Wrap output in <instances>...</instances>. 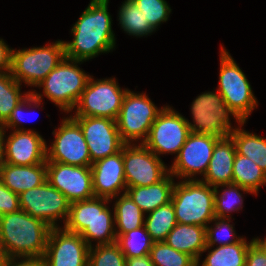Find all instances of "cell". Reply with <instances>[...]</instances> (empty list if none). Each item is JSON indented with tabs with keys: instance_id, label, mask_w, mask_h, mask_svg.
<instances>
[{
	"instance_id": "1",
	"label": "cell",
	"mask_w": 266,
	"mask_h": 266,
	"mask_svg": "<svg viewBox=\"0 0 266 266\" xmlns=\"http://www.w3.org/2000/svg\"><path fill=\"white\" fill-rule=\"evenodd\" d=\"M109 1H90L70 29L73 40L64 41L65 57L86 62L115 50L117 38L108 12Z\"/></svg>"
},
{
	"instance_id": "2",
	"label": "cell",
	"mask_w": 266,
	"mask_h": 266,
	"mask_svg": "<svg viewBox=\"0 0 266 266\" xmlns=\"http://www.w3.org/2000/svg\"><path fill=\"white\" fill-rule=\"evenodd\" d=\"M51 227L22 209L0 216V249L11 258H43Z\"/></svg>"
},
{
	"instance_id": "3",
	"label": "cell",
	"mask_w": 266,
	"mask_h": 266,
	"mask_svg": "<svg viewBox=\"0 0 266 266\" xmlns=\"http://www.w3.org/2000/svg\"><path fill=\"white\" fill-rule=\"evenodd\" d=\"M84 61H78L64 57L36 88L42 89V94L35 89L31 93L42 100L44 96L57 106L60 111L69 115L79 101L84 91L90 74L81 69L79 65Z\"/></svg>"
},
{
	"instance_id": "4",
	"label": "cell",
	"mask_w": 266,
	"mask_h": 266,
	"mask_svg": "<svg viewBox=\"0 0 266 266\" xmlns=\"http://www.w3.org/2000/svg\"><path fill=\"white\" fill-rule=\"evenodd\" d=\"M192 122L186 118L191 133L229 137L244 122L226 104L218 90L202 92L190 106ZM237 126L231 123V118ZM233 125V126H232Z\"/></svg>"
},
{
	"instance_id": "5",
	"label": "cell",
	"mask_w": 266,
	"mask_h": 266,
	"mask_svg": "<svg viewBox=\"0 0 266 266\" xmlns=\"http://www.w3.org/2000/svg\"><path fill=\"white\" fill-rule=\"evenodd\" d=\"M171 202L177 223L207 227L215 218L214 187L201 180L177 181Z\"/></svg>"
},
{
	"instance_id": "6",
	"label": "cell",
	"mask_w": 266,
	"mask_h": 266,
	"mask_svg": "<svg viewBox=\"0 0 266 266\" xmlns=\"http://www.w3.org/2000/svg\"><path fill=\"white\" fill-rule=\"evenodd\" d=\"M65 57L63 40L43 46L12 50L11 75L23 85L37 87Z\"/></svg>"
},
{
	"instance_id": "7",
	"label": "cell",
	"mask_w": 266,
	"mask_h": 266,
	"mask_svg": "<svg viewBox=\"0 0 266 266\" xmlns=\"http://www.w3.org/2000/svg\"><path fill=\"white\" fill-rule=\"evenodd\" d=\"M219 50L220 70L216 90L239 118L247 123L253 110L258 107V100L245 73L230 52L223 45Z\"/></svg>"
},
{
	"instance_id": "8",
	"label": "cell",
	"mask_w": 266,
	"mask_h": 266,
	"mask_svg": "<svg viewBox=\"0 0 266 266\" xmlns=\"http://www.w3.org/2000/svg\"><path fill=\"white\" fill-rule=\"evenodd\" d=\"M164 107L158 108L145 92L138 93L128 89L116 118L121 140L125 144H142Z\"/></svg>"
},
{
	"instance_id": "9",
	"label": "cell",
	"mask_w": 266,
	"mask_h": 266,
	"mask_svg": "<svg viewBox=\"0 0 266 266\" xmlns=\"http://www.w3.org/2000/svg\"><path fill=\"white\" fill-rule=\"evenodd\" d=\"M115 77L95 79L90 76L70 116L102 117L116 120L128 88H121Z\"/></svg>"
},
{
	"instance_id": "10",
	"label": "cell",
	"mask_w": 266,
	"mask_h": 266,
	"mask_svg": "<svg viewBox=\"0 0 266 266\" xmlns=\"http://www.w3.org/2000/svg\"><path fill=\"white\" fill-rule=\"evenodd\" d=\"M166 105L153 122L148 137L142 143L158 158L174 155L175 158L191 133L186 117Z\"/></svg>"
},
{
	"instance_id": "11",
	"label": "cell",
	"mask_w": 266,
	"mask_h": 266,
	"mask_svg": "<svg viewBox=\"0 0 266 266\" xmlns=\"http://www.w3.org/2000/svg\"><path fill=\"white\" fill-rule=\"evenodd\" d=\"M51 145L46 146V161L73 166H91L89 148L80 125L69 115L55 127Z\"/></svg>"
},
{
	"instance_id": "12",
	"label": "cell",
	"mask_w": 266,
	"mask_h": 266,
	"mask_svg": "<svg viewBox=\"0 0 266 266\" xmlns=\"http://www.w3.org/2000/svg\"><path fill=\"white\" fill-rule=\"evenodd\" d=\"M219 139L210 134L190 133L177 157L173 158L169 173L179 180H199V176L204 177Z\"/></svg>"
},
{
	"instance_id": "13",
	"label": "cell",
	"mask_w": 266,
	"mask_h": 266,
	"mask_svg": "<svg viewBox=\"0 0 266 266\" xmlns=\"http://www.w3.org/2000/svg\"><path fill=\"white\" fill-rule=\"evenodd\" d=\"M20 208L46 222L50 227L63 226L69 215L70 202L64 194L47 181L42 185L22 192L19 195Z\"/></svg>"
},
{
	"instance_id": "14",
	"label": "cell",
	"mask_w": 266,
	"mask_h": 266,
	"mask_svg": "<svg viewBox=\"0 0 266 266\" xmlns=\"http://www.w3.org/2000/svg\"><path fill=\"white\" fill-rule=\"evenodd\" d=\"M123 162L127 188L153 185L169 174L167 164L143 144H125Z\"/></svg>"
},
{
	"instance_id": "15",
	"label": "cell",
	"mask_w": 266,
	"mask_h": 266,
	"mask_svg": "<svg viewBox=\"0 0 266 266\" xmlns=\"http://www.w3.org/2000/svg\"><path fill=\"white\" fill-rule=\"evenodd\" d=\"M89 246L80 234L51 227L43 256L45 266H88Z\"/></svg>"
},
{
	"instance_id": "16",
	"label": "cell",
	"mask_w": 266,
	"mask_h": 266,
	"mask_svg": "<svg viewBox=\"0 0 266 266\" xmlns=\"http://www.w3.org/2000/svg\"><path fill=\"white\" fill-rule=\"evenodd\" d=\"M81 127L89 148L92 163L121 151V140L116 120L102 117L71 116Z\"/></svg>"
},
{
	"instance_id": "17",
	"label": "cell",
	"mask_w": 266,
	"mask_h": 266,
	"mask_svg": "<svg viewBox=\"0 0 266 266\" xmlns=\"http://www.w3.org/2000/svg\"><path fill=\"white\" fill-rule=\"evenodd\" d=\"M46 181L66 196L70 203L94 196L91 166H73L46 161Z\"/></svg>"
},
{
	"instance_id": "18",
	"label": "cell",
	"mask_w": 266,
	"mask_h": 266,
	"mask_svg": "<svg viewBox=\"0 0 266 266\" xmlns=\"http://www.w3.org/2000/svg\"><path fill=\"white\" fill-rule=\"evenodd\" d=\"M6 130L2 134V162L12 165H35L46 161V140L36 129ZM7 136V137H6Z\"/></svg>"
},
{
	"instance_id": "19",
	"label": "cell",
	"mask_w": 266,
	"mask_h": 266,
	"mask_svg": "<svg viewBox=\"0 0 266 266\" xmlns=\"http://www.w3.org/2000/svg\"><path fill=\"white\" fill-rule=\"evenodd\" d=\"M91 172L95 197L111 200L126 193L123 147L117 154L92 163Z\"/></svg>"
},
{
	"instance_id": "20",
	"label": "cell",
	"mask_w": 266,
	"mask_h": 266,
	"mask_svg": "<svg viewBox=\"0 0 266 266\" xmlns=\"http://www.w3.org/2000/svg\"><path fill=\"white\" fill-rule=\"evenodd\" d=\"M236 147L232 138H220L214 147L208 169L199 180L211 187L232 184Z\"/></svg>"
},
{
	"instance_id": "21",
	"label": "cell",
	"mask_w": 266,
	"mask_h": 266,
	"mask_svg": "<svg viewBox=\"0 0 266 266\" xmlns=\"http://www.w3.org/2000/svg\"><path fill=\"white\" fill-rule=\"evenodd\" d=\"M47 178L46 161L35 165H12L1 162L0 179L15 194L42 185Z\"/></svg>"
},
{
	"instance_id": "22",
	"label": "cell",
	"mask_w": 266,
	"mask_h": 266,
	"mask_svg": "<svg viewBox=\"0 0 266 266\" xmlns=\"http://www.w3.org/2000/svg\"><path fill=\"white\" fill-rule=\"evenodd\" d=\"M111 202L110 199L96 197V218L80 234L89 247L116 242L114 208L108 206Z\"/></svg>"
},
{
	"instance_id": "23",
	"label": "cell",
	"mask_w": 266,
	"mask_h": 266,
	"mask_svg": "<svg viewBox=\"0 0 266 266\" xmlns=\"http://www.w3.org/2000/svg\"><path fill=\"white\" fill-rule=\"evenodd\" d=\"M175 177L169 173L160 182L149 186L129 187L126 193L132 201L145 213L171 202Z\"/></svg>"
},
{
	"instance_id": "24",
	"label": "cell",
	"mask_w": 266,
	"mask_h": 266,
	"mask_svg": "<svg viewBox=\"0 0 266 266\" xmlns=\"http://www.w3.org/2000/svg\"><path fill=\"white\" fill-rule=\"evenodd\" d=\"M175 250L189 254L196 261L201 259L206 244V227L177 223L165 241Z\"/></svg>"
},
{
	"instance_id": "25",
	"label": "cell",
	"mask_w": 266,
	"mask_h": 266,
	"mask_svg": "<svg viewBox=\"0 0 266 266\" xmlns=\"http://www.w3.org/2000/svg\"><path fill=\"white\" fill-rule=\"evenodd\" d=\"M253 238L247 242L243 237L239 242L224 246H207L204 260L196 261L199 266H246L248 247L253 243ZM216 247V248H215Z\"/></svg>"
},
{
	"instance_id": "26",
	"label": "cell",
	"mask_w": 266,
	"mask_h": 266,
	"mask_svg": "<svg viewBox=\"0 0 266 266\" xmlns=\"http://www.w3.org/2000/svg\"><path fill=\"white\" fill-rule=\"evenodd\" d=\"M114 208L115 233L120 235L144 226L145 213L132 201L127 193L111 199Z\"/></svg>"
},
{
	"instance_id": "27",
	"label": "cell",
	"mask_w": 266,
	"mask_h": 266,
	"mask_svg": "<svg viewBox=\"0 0 266 266\" xmlns=\"http://www.w3.org/2000/svg\"><path fill=\"white\" fill-rule=\"evenodd\" d=\"M245 124L229 135L234 141L236 153L250 158L266 173V138L244 130Z\"/></svg>"
},
{
	"instance_id": "28",
	"label": "cell",
	"mask_w": 266,
	"mask_h": 266,
	"mask_svg": "<svg viewBox=\"0 0 266 266\" xmlns=\"http://www.w3.org/2000/svg\"><path fill=\"white\" fill-rule=\"evenodd\" d=\"M232 183L250 190L257 196L260 188L266 186V173L250 158L236 153Z\"/></svg>"
},
{
	"instance_id": "29",
	"label": "cell",
	"mask_w": 266,
	"mask_h": 266,
	"mask_svg": "<svg viewBox=\"0 0 266 266\" xmlns=\"http://www.w3.org/2000/svg\"><path fill=\"white\" fill-rule=\"evenodd\" d=\"M247 193L254 195L250 190L233 183L214 187L215 217L232 218L231 213L243 209V194Z\"/></svg>"
},
{
	"instance_id": "30",
	"label": "cell",
	"mask_w": 266,
	"mask_h": 266,
	"mask_svg": "<svg viewBox=\"0 0 266 266\" xmlns=\"http://www.w3.org/2000/svg\"><path fill=\"white\" fill-rule=\"evenodd\" d=\"M117 12L118 24L129 36L140 38L156 32L132 0H124Z\"/></svg>"
},
{
	"instance_id": "31",
	"label": "cell",
	"mask_w": 266,
	"mask_h": 266,
	"mask_svg": "<svg viewBox=\"0 0 266 266\" xmlns=\"http://www.w3.org/2000/svg\"><path fill=\"white\" fill-rule=\"evenodd\" d=\"M176 224L177 221L172 202L145 214L144 226L153 242L165 241L167 235Z\"/></svg>"
},
{
	"instance_id": "32",
	"label": "cell",
	"mask_w": 266,
	"mask_h": 266,
	"mask_svg": "<svg viewBox=\"0 0 266 266\" xmlns=\"http://www.w3.org/2000/svg\"><path fill=\"white\" fill-rule=\"evenodd\" d=\"M21 88V84L13 78L10 71L0 74V126L8 120L12 110L30 94V90L22 93Z\"/></svg>"
},
{
	"instance_id": "33",
	"label": "cell",
	"mask_w": 266,
	"mask_h": 266,
	"mask_svg": "<svg viewBox=\"0 0 266 266\" xmlns=\"http://www.w3.org/2000/svg\"><path fill=\"white\" fill-rule=\"evenodd\" d=\"M125 258L144 257L150 254L153 241L145 226L128 231L116 239Z\"/></svg>"
},
{
	"instance_id": "34",
	"label": "cell",
	"mask_w": 266,
	"mask_h": 266,
	"mask_svg": "<svg viewBox=\"0 0 266 266\" xmlns=\"http://www.w3.org/2000/svg\"><path fill=\"white\" fill-rule=\"evenodd\" d=\"M96 218V197L70 203L69 215L64 224L68 231L81 234Z\"/></svg>"
},
{
	"instance_id": "35",
	"label": "cell",
	"mask_w": 266,
	"mask_h": 266,
	"mask_svg": "<svg viewBox=\"0 0 266 266\" xmlns=\"http://www.w3.org/2000/svg\"><path fill=\"white\" fill-rule=\"evenodd\" d=\"M232 218L215 217L206 227L207 246H224L239 242L243 236L237 235ZM232 222V224H231Z\"/></svg>"
},
{
	"instance_id": "36",
	"label": "cell",
	"mask_w": 266,
	"mask_h": 266,
	"mask_svg": "<svg viewBox=\"0 0 266 266\" xmlns=\"http://www.w3.org/2000/svg\"><path fill=\"white\" fill-rule=\"evenodd\" d=\"M150 258L154 266H193L196 260L189 254L179 252L166 242H153Z\"/></svg>"
},
{
	"instance_id": "37",
	"label": "cell",
	"mask_w": 266,
	"mask_h": 266,
	"mask_svg": "<svg viewBox=\"0 0 266 266\" xmlns=\"http://www.w3.org/2000/svg\"><path fill=\"white\" fill-rule=\"evenodd\" d=\"M88 266H126V258L119 245H96L89 247Z\"/></svg>"
},
{
	"instance_id": "38",
	"label": "cell",
	"mask_w": 266,
	"mask_h": 266,
	"mask_svg": "<svg viewBox=\"0 0 266 266\" xmlns=\"http://www.w3.org/2000/svg\"><path fill=\"white\" fill-rule=\"evenodd\" d=\"M140 9L151 27L157 29L164 22H167L172 9L166 0H132Z\"/></svg>"
},
{
	"instance_id": "39",
	"label": "cell",
	"mask_w": 266,
	"mask_h": 266,
	"mask_svg": "<svg viewBox=\"0 0 266 266\" xmlns=\"http://www.w3.org/2000/svg\"><path fill=\"white\" fill-rule=\"evenodd\" d=\"M42 101L43 100H39L30 92V94L12 110L8 120L1 126L2 129L7 130V131L9 129L10 130H33L34 131V129H30V128L27 129V128H24L22 125L24 122L31 121L28 119V113L30 114L31 110H34V108L36 109L38 108V110L42 108L44 109L42 105H44L45 102H42Z\"/></svg>"
},
{
	"instance_id": "40",
	"label": "cell",
	"mask_w": 266,
	"mask_h": 266,
	"mask_svg": "<svg viewBox=\"0 0 266 266\" xmlns=\"http://www.w3.org/2000/svg\"><path fill=\"white\" fill-rule=\"evenodd\" d=\"M20 209L19 195L7 188L0 179V216Z\"/></svg>"
},
{
	"instance_id": "41",
	"label": "cell",
	"mask_w": 266,
	"mask_h": 266,
	"mask_svg": "<svg viewBox=\"0 0 266 266\" xmlns=\"http://www.w3.org/2000/svg\"><path fill=\"white\" fill-rule=\"evenodd\" d=\"M246 266H266V253L254 242L248 247Z\"/></svg>"
},
{
	"instance_id": "42",
	"label": "cell",
	"mask_w": 266,
	"mask_h": 266,
	"mask_svg": "<svg viewBox=\"0 0 266 266\" xmlns=\"http://www.w3.org/2000/svg\"><path fill=\"white\" fill-rule=\"evenodd\" d=\"M12 50L13 48L0 38V74L11 70Z\"/></svg>"
},
{
	"instance_id": "43",
	"label": "cell",
	"mask_w": 266,
	"mask_h": 266,
	"mask_svg": "<svg viewBox=\"0 0 266 266\" xmlns=\"http://www.w3.org/2000/svg\"><path fill=\"white\" fill-rule=\"evenodd\" d=\"M7 266H45L43 258H11Z\"/></svg>"
},
{
	"instance_id": "44",
	"label": "cell",
	"mask_w": 266,
	"mask_h": 266,
	"mask_svg": "<svg viewBox=\"0 0 266 266\" xmlns=\"http://www.w3.org/2000/svg\"><path fill=\"white\" fill-rule=\"evenodd\" d=\"M126 266H154L150 255L144 257L126 258Z\"/></svg>"
},
{
	"instance_id": "45",
	"label": "cell",
	"mask_w": 266,
	"mask_h": 266,
	"mask_svg": "<svg viewBox=\"0 0 266 266\" xmlns=\"http://www.w3.org/2000/svg\"><path fill=\"white\" fill-rule=\"evenodd\" d=\"M10 259L11 257L0 249V266H7Z\"/></svg>"
},
{
	"instance_id": "46",
	"label": "cell",
	"mask_w": 266,
	"mask_h": 266,
	"mask_svg": "<svg viewBox=\"0 0 266 266\" xmlns=\"http://www.w3.org/2000/svg\"><path fill=\"white\" fill-rule=\"evenodd\" d=\"M253 241L266 253V238H261V237L258 238L257 236L253 238Z\"/></svg>"
},
{
	"instance_id": "47",
	"label": "cell",
	"mask_w": 266,
	"mask_h": 266,
	"mask_svg": "<svg viewBox=\"0 0 266 266\" xmlns=\"http://www.w3.org/2000/svg\"><path fill=\"white\" fill-rule=\"evenodd\" d=\"M2 134H3V129L0 126V165L2 162Z\"/></svg>"
}]
</instances>
